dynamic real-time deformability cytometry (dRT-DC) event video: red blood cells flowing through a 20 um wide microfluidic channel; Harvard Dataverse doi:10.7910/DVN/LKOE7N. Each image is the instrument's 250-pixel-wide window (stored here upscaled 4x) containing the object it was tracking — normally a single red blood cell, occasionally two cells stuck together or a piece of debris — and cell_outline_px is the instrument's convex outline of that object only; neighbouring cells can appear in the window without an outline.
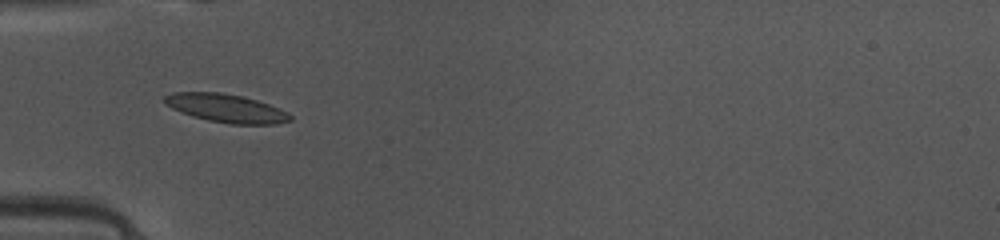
{"species": "common noctule bat (a hibernating species)", "species_latin": "Nyctalus noctula", "temperature_condition": "warm", "stored_images_in_passage": 32, "camera_frame_rate_fps": 3000, "um_per_image_px": 0.085, "animal": {"sex": "female", "body_mass_g": 10.0, "forearm_length_mm": 53.1}, "frame": {"image": 1, "passage_image": 1, "time_ms": 0.0, "image_size_px": [1000, 240], "cell_outline_px": [[292, 120], [276, 124], [228, 124], [208, 120], [192, 116], [180, 112], [164, 104], [164, 96], [172, 92], [220, 92], [244, 96], [280, 108], [288, 112], [292, 116]], "centroid_in_image_um": [19.22, 9.2], "position_along_channel_um": 65.8, "area_um2": 20.92}, "authors_computed_cell_mechanics": {"area_um2": 18.0914, "velocity_mm_per_s": 4.0784, "shape_relaxation_time_tau1_ms": 0.9241, "shape_relaxation_time_tau2_ms": null, "deformation_change_tau1": 0.0653, "deformation_change_tau2": null}}